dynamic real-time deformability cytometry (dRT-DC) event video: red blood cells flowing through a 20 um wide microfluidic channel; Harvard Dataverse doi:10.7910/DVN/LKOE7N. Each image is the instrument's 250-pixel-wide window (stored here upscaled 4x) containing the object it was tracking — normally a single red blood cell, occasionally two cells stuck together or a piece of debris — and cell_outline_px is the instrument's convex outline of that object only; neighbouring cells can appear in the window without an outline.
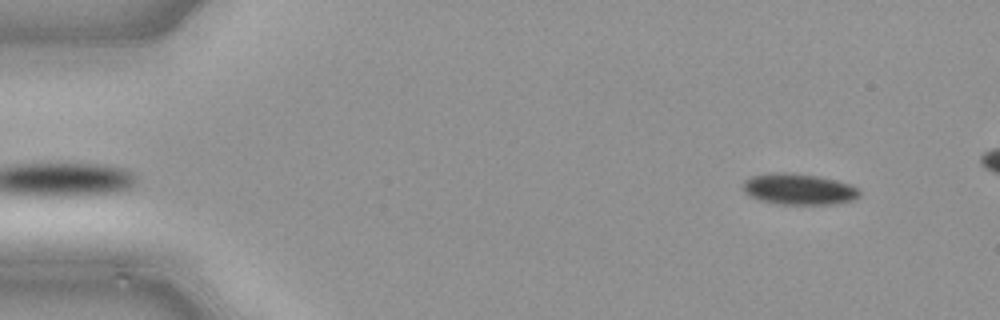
{"species": "common noctule bat (a hibernating species)", "species_latin": "Nyctalus noctula", "temperature_condition": "cold", "stored_images_in_passage": 9, "camera_frame_rate_fps": 3000, "um_per_image_px": 0.085, "animal": {"sex": "male", "body_mass_g": 21.5, "forearm_length_mm": 52.0}, "frame": {"image": 1, "passage_image": 2, "time_ms": 0.333, "image_size_px": [1000, 320], "cell_outline_px": [[860, 196], [852, 200], [832, 204], [780, 204], [760, 200], [744, 192], [744, 180], [752, 176], [776, 172], [784, 172], [820, 176], [852, 184], [860, 188]], "centroid_in_image_um": [67.95, 16.07], "position_along_channel_um": 17.1, "area_um2": 21.1}}